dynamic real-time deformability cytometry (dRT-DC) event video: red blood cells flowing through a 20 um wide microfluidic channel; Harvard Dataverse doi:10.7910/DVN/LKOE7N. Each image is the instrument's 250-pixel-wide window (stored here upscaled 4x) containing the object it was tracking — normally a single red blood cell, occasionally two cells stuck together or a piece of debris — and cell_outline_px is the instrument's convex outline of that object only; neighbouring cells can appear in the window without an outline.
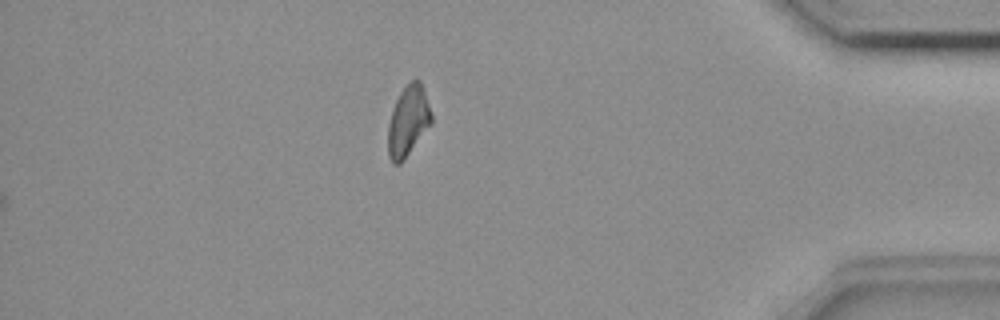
{"species": "common noctule bat (a hibernating species)", "species_latin": "Nyctalus noctula", "temperature_condition": "room temperature", "stored_images_in_passage": 47, "segment_of_instrument_passage": [2, 2], "camera_frame_rate_fps": 3000, "um_per_image_px": 0.085, "animal": {"sex": "female", "body_mass_g": 18.4}, "frame": {"image": 1, "passage_image": 47, "time_ms": 15.333, "image_size_px": [1000, 320], "cell_outline_px": [[432, 124], [404, 160], [400, 164], [392, 164], [388, 156], [388, 124], [392, 108], [400, 92], [416, 76], [420, 80], [432, 116]], "centroid_in_image_um": [34.68, 10.32], "position_along_channel_um": 400.5, "area_um2": 17.92}}